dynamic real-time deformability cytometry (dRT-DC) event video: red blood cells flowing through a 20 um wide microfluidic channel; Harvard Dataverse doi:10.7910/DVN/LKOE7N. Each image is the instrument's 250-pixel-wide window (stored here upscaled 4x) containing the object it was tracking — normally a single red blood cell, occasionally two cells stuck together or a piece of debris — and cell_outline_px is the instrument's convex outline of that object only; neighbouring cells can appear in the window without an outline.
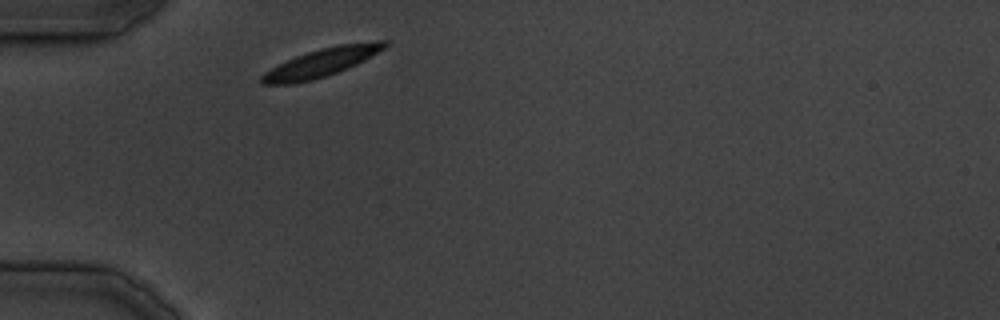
{"species": "common noctule bat (a hibernating species)", "species_latin": "Nyctalus noctula", "temperature_condition": "cold", "stored_images_in_passage": 20, "camera_frame_rate_fps": 3000, "um_per_image_px": 0.085, "animal": {"sex": "male", "body_mass_g": 19.5, "forearm_length_mm": 54.6}, "frame": {"image": 1, "passage_image": 1, "time_ms": 0.0, "image_size_px": [1000, 320], "cell_outline_px": [[388, 44], [384, 48], [356, 64], [336, 72], [312, 80], [292, 84], [264, 84], [260, 80], [260, 76], [264, 72], [296, 56], [320, 48], [340, 44], [376, 40], [388, 40]], "centroid_in_image_um": [27.32, 5.3], "position_along_channel_um": 57.7, "area_um2": 19.88}}
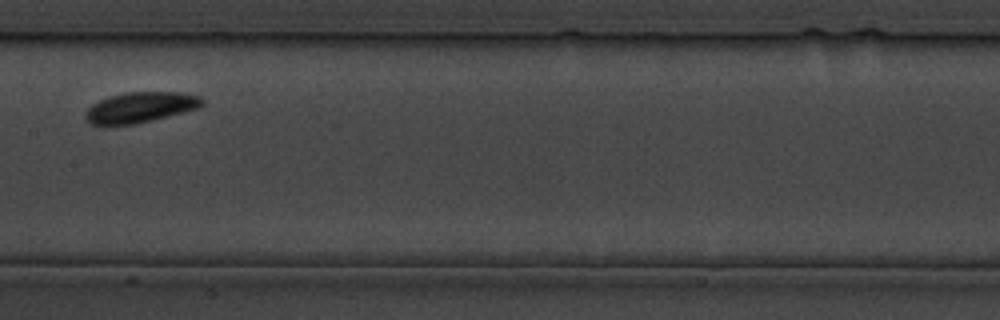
{"frame": {"image": 2, "passage_image": 9, "time_ms": 10.667, "image_size_px": [1000, 320], "cell_outline_px": [[204, 104], [200, 108], [136, 124], [92, 124], [84, 116], [88, 108], [92, 104], [108, 96], [124, 92], [180, 92], [200, 96], [204, 100]], "centroid_in_image_um": [11.97, 9.1], "position_along_channel_um": 195.4, "area_um2": 20.69}}
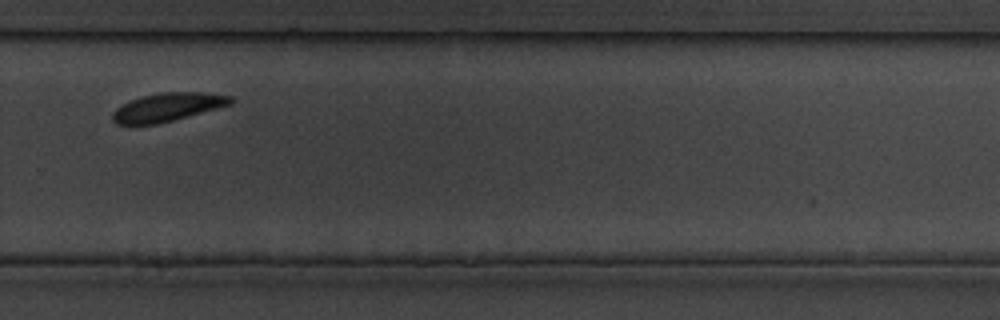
{"frame": {"image": 3, "passage_image": 15, "time_ms": 19.333, "image_size_px": [1000, 320], "cell_outline_px": [[236, 100], [232, 104], [172, 120], [156, 124], [128, 128], [116, 124], [112, 120], [112, 112], [116, 108], [132, 100], [144, 96], [160, 92], [200, 92], [232, 96]], "centroid_in_image_um": [14.18, 9.14], "position_along_channel_um": 315.6, "area_um2": 19.83}}